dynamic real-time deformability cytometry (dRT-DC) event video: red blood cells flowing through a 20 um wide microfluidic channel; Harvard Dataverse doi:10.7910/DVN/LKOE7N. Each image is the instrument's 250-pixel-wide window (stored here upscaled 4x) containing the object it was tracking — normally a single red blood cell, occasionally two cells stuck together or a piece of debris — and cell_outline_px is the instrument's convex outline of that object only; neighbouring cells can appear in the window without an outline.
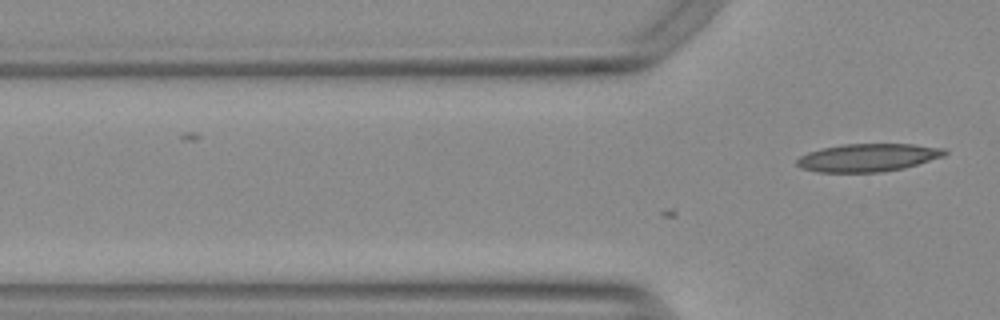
{"species": "Egyptian fruit bat (a non-hibernating species)", "species_latin": "Rousettus aegyptiacus", "temperature_condition": "warm", "stored_images_in_passage": 5, "camera_frame_rate_fps": 3000, "um_per_image_px": 0.085, "animal": {"sex": "female"}, "frame": {"image": 1, "passage_image": 5, "time_ms": 1.333, "image_size_px": [1000, 320], "cell_outline_px": [[948, 152], [944, 156], [904, 168], [880, 172], [816, 172], [800, 168], [796, 164], [796, 160], [800, 156], [808, 152], [820, 148], [844, 144], [912, 144], [944, 148]], "centroid_in_image_um": [73.74, 13.39], "position_along_channel_um": 52.1, "area_um2": 24.1}}